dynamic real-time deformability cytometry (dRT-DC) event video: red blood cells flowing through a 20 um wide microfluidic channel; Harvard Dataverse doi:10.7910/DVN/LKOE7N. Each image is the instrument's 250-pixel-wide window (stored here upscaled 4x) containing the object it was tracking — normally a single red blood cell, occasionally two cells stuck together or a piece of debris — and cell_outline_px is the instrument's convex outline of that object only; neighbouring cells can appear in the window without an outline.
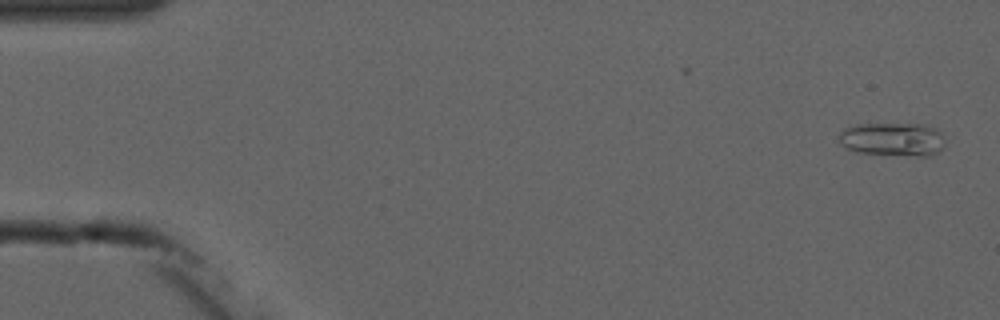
{"species": "common noctule bat (a hibernating species)", "species_latin": "Nyctalus noctula", "temperature_condition": "cold", "stored_images_in_passage": 7, "camera_frame_rate_fps": 3000, "um_per_image_px": 0.085, "animal": {"sex": "male", "forearm_length_mm": 52.5}, "frame": {"image": 1, "passage_image": 1, "time_ms": 0.0, "image_size_px": [1000, 320], "cell_outline_px": [[944, 148], [932, 156], [920, 156], [856, 152], [840, 144], [836, 136], [844, 128], [856, 124], [924, 124], [940, 132], [944, 140]], "centroid_in_image_um": [75.86, 11.84], "position_along_channel_um": 9.1, "area_um2": 20.87}}
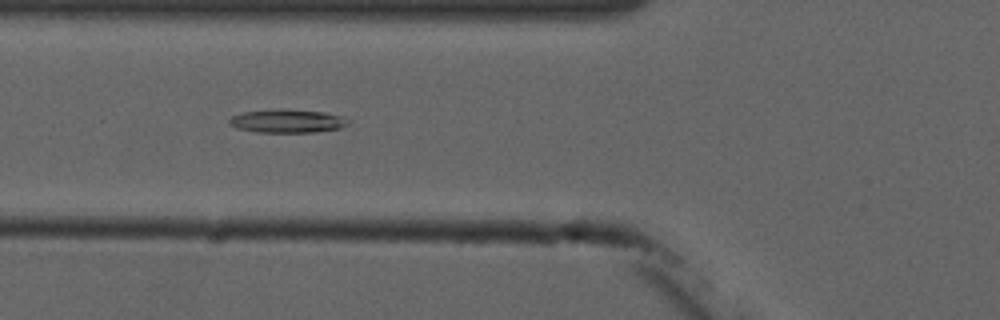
{"frame": {"image": 2, "passage_image": 6, "time_ms": 6.0, "image_size_px": [1000, 320], "cell_outline_px": [[348, 124], [340, 128], [316, 132], [256, 132], [236, 128], [228, 124], [228, 120], [232, 116], [244, 112], [280, 108], [324, 112], [340, 116], [348, 120]], "centroid_in_image_um": [24.38, 10.28], "position_along_channel_um": 101.4, "area_um2": 16.24}}
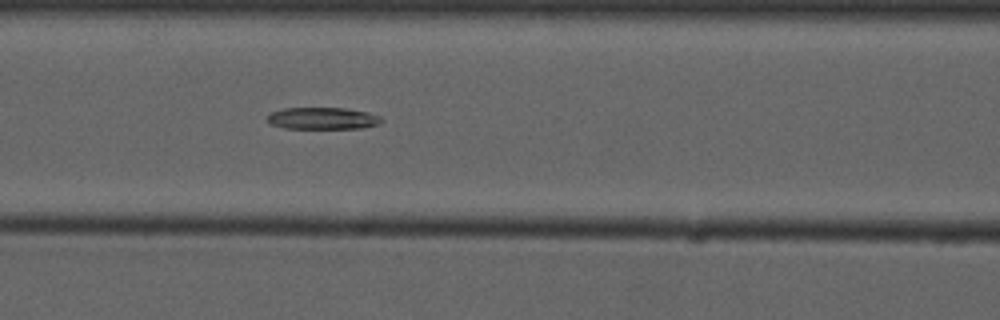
{"frame": {"image": 3, "passage_image": 7, "time_ms": 7.0, "image_size_px": [1000, 320], "cell_outline_px": [[384, 120], [376, 124], [360, 128], [284, 128], [272, 124], [268, 120], [268, 116], [272, 112], [284, 108], [344, 108], [368, 112], [380, 116]], "centroid_in_image_um": [27.44, 10.05], "position_along_channel_um": 139.2, "area_um2": 14.33}}